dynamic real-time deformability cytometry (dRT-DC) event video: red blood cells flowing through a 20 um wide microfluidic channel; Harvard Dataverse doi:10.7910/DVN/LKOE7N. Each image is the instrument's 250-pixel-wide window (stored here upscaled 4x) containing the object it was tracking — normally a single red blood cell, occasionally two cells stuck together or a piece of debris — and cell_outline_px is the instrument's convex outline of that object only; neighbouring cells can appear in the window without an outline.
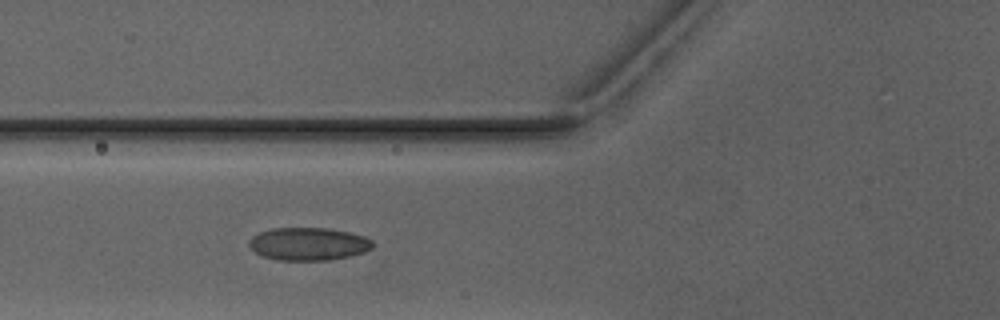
{"species": "Egyptian fruit bat (a non-hibernating species)", "species_latin": "Rousettus aegyptiacus", "temperature_condition": "warm", "stored_images_in_passage": 7, "segment_of_instrument_passage": [1, 2], "camera_frame_rate_fps": 3000, "um_per_image_px": 0.085, "animal": {"sex": "male"}, "frame": {"image": 1, "passage_image": 6, "time_ms": 5.667, "image_size_px": [1000, 320], "cell_outline_px": [[372, 248], [364, 252], [348, 256], [328, 260], [276, 260], [264, 256], [256, 252], [248, 244], [248, 240], [252, 236], [260, 232], [272, 228], [328, 228], [348, 232], [364, 236], [372, 240]], "centroid_in_image_um": [26.2, 20.73], "position_along_channel_um": 99.6, "area_um2": 23.52}}